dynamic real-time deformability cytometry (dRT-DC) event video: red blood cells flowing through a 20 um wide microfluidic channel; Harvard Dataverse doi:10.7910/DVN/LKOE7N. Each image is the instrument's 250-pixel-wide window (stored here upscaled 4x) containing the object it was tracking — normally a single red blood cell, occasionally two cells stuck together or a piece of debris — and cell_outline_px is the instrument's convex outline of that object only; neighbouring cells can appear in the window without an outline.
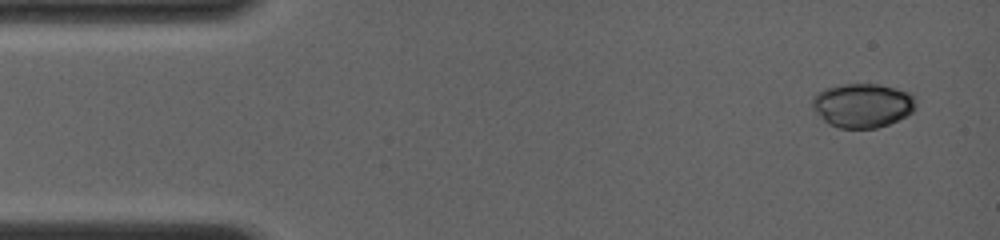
{"species": "common noctule bat (a hibernating species)", "species_latin": "Nyctalus noctula", "temperature_condition": "room temperature", "stored_images_in_passage": 4, "camera_frame_rate_fps": 4000, "um_per_image_px": 0.085, "animal": {"sex": "female", "body_mass_g": 19.0, "forearm_length_mm": 56.7}, "frame": {"image": 1, "passage_image": 1, "time_ms": 0.0, "image_size_px": [1000, 240], "cell_outline_px": [[916, 108], [912, 112], [888, 124], [876, 128], [840, 128], [828, 124], [812, 108], [812, 100], [824, 88], [844, 84], [876, 84], [892, 88], [904, 92], [912, 96]], "centroid_in_image_um": [73.27, 8.97], "position_along_channel_um": 11.7, "area_um2": 26.07}}
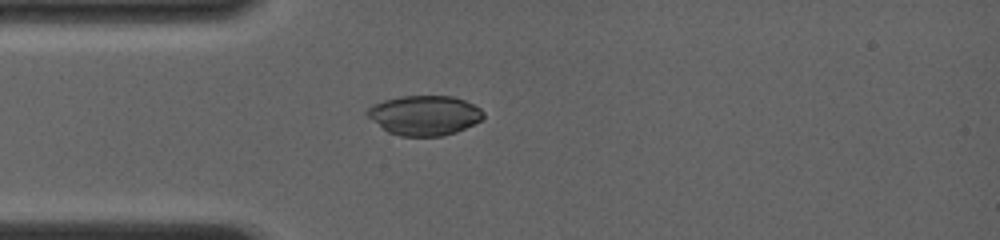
{"frame": {"image": 2, "passage_image": 4, "time_ms": 3.25, "image_size_px": [1000, 240], "cell_outline_px": [[484, 116], [480, 120], [456, 132], [440, 136], [400, 136], [388, 132], [372, 120], [364, 112], [372, 104], [384, 100], [400, 96], [452, 96], [464, 100], [480, 108], [484, 112]], "centroid_in_image_um": [36.05, 9.79], "position_along_channel_um": 49.0, "area_um2": 26.76}}